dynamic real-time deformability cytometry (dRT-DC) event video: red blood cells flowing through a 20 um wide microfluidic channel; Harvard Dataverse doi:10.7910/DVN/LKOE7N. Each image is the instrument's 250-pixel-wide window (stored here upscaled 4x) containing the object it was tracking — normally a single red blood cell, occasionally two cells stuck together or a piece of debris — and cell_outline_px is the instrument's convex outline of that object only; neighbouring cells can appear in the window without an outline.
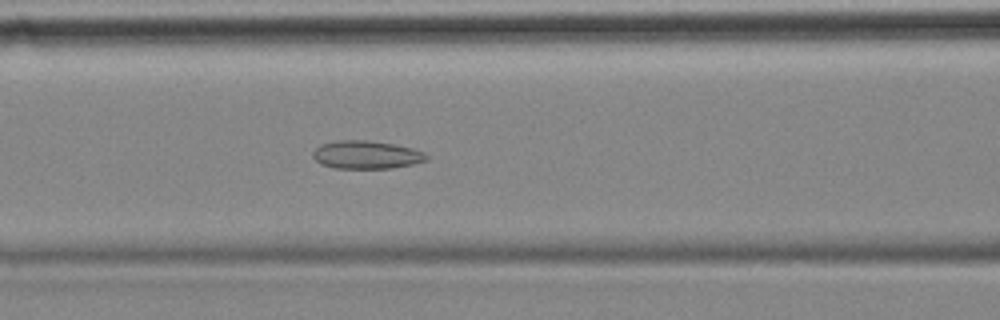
{"species": "common noctule bat (a hibernating species)", "species_latin": "Nyctalus noctula", "temperature_condition": "cold", "stored_images_in_passage": 55, "camera_frame_rate_fps": 3000, "um_per_image_px": 0.085, "animal": {"sex": "female", "body_mass_g": 18.4}, "frame": {"image": 1, "passage_image": 22, "time_ms": 7.0, "image_size_px": [1000, 320], "cell_outline_px": [[428, 160], [412, 164], [392, 168], [336, 168], [320, 164], [312, 156], [312, 152], [320, 144], [336, 140], [368, 140], [392, 144], [412, 148], [424, 152], [428, 156]], "centroid_in_image_um": [31.12, 13.15], "position_along_channel_um": 135.5, "area_um2": 18.61}}
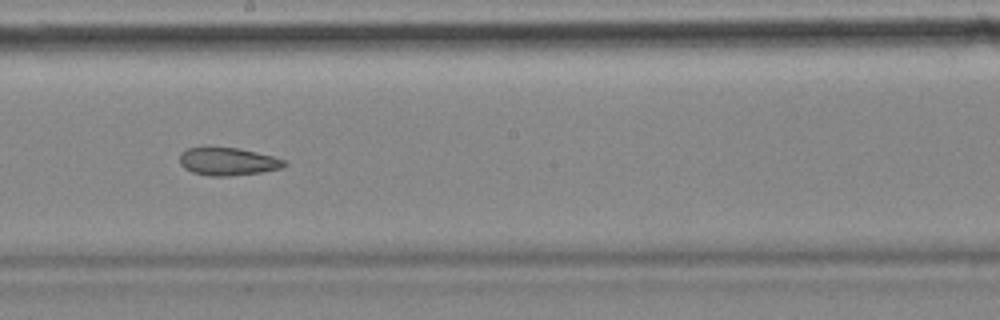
{"frame": {"image": 2, "passage_image": 30, "time_ms": 9.667, "image_size_px": [1000, 320], "cell_outline_px": [[288, 164], [280, 168], [260, 172], [228, 176], [208, 176], [192, 172], [184, 168], [180, 164], [180, 152], [188, 148], [204, 144], [208, 144], [236, 148], [256, 152], [272, 156], [284, 160]], "centroid_in_image_um": [19.27, 13.68], "position_along_channel_um": 228.9, "area_um2": 17.46}}
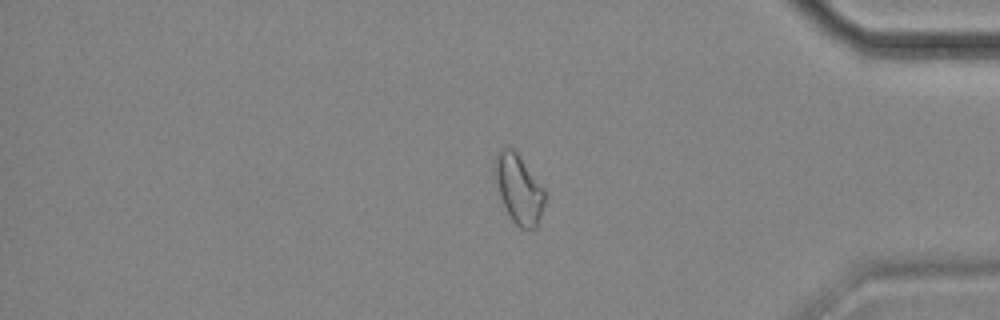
{"frame": {"image": 3, "passage_image": 46, "time_ms": 15.0, "image_size_px": [1000, 320], "cell_outline_px": [[544, 204], [536, 228], [520, 228], [512, 220], [500, 196], [492, 172], [492, 164], [500, 148], [504, 144], [508, 144], [516, 152], [544, 188]], "centroid_in_image_um": [44.04, 15.99], "position_along_channel_um": 391.2, "area_um2": 20.11}, "authors_computed_cell_mechanics": {"area_um2": 19.941, "velocity_mm_per_s": 3.5229, "shape_relaxation_time_tau1_ms": null, "shape_relaxation_time_tau2_ms": 3.9366, "deformation_change_tau1": null, "deformation_change_tau2": 0.103}}